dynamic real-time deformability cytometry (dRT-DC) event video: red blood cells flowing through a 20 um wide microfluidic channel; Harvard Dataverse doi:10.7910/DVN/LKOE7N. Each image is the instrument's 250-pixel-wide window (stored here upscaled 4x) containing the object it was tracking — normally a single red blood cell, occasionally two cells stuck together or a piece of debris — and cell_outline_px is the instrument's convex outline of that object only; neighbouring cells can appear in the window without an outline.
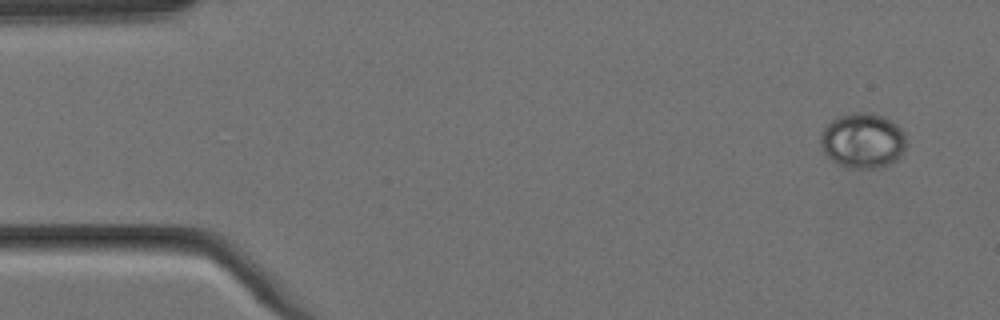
{"species": "Egyptian fruit bat (a non-hibernating species)", "species_latin": "Rousettus aegyptiacus", "temperature_condition": "cold", "stored_images_in_passage": 5, "camera_frame_rate_fps": 3000, "um_per_image_px": 0.085, "animal": {"sex": "female"}, "frame": {"image": 1, "passage_image": 1, "time_ms": 0.0, "image_size_px": [1000, 320], "cell_outline_px": [[904, 148], [900, 156], [896, 160], [880, 168], [848, 168], [836, 164], [824, 152], [820, 144], [820, 136], [824, 128], [832, 120], [840, 116], [856, 112], [868, 112], [884, 116], [896, 124], [904, 132]], "centroid_in_image_um": [73.31, 11.96], "position_along_channel_um": 11.7, "area_um2": 27.46}}